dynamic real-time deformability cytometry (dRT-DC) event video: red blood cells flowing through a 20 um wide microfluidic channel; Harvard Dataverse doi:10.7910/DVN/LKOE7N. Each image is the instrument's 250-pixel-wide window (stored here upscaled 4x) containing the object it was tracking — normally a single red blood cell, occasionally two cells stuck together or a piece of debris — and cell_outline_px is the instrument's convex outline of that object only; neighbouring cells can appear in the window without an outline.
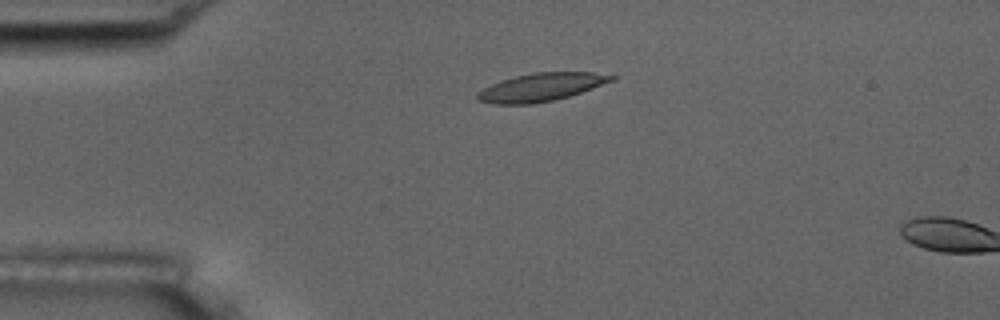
{"species": "common noctule bat (a hibernating species)", "species_latin": "Nyctalus noctula", "temperature_condition": "room temperature", "stored_images_in_passage": 5, "camera_frame_rate_fps": 3000, "um_per_image_px": 0.085, "animal": {"sex": "male", "body_mass_g": 17.5, "forearm_length_mm": 52.3}, "frame": {"image": 1, "passage_image": 4, "time_ms": 3.333, "image_size_px": [1000, 320], "cell_outline_px": [[620, 76], [616, 80], [568, 96], [552, 100], [532, 104], [492, 104], [476, 100], [476, 96], [484, 88], [500, 80], [532, 72], [592, 72]], "centroid_in_image_um": [46.02, 7.4], "position_along_channel_um": 39.0, "area_um2": 21.91}}